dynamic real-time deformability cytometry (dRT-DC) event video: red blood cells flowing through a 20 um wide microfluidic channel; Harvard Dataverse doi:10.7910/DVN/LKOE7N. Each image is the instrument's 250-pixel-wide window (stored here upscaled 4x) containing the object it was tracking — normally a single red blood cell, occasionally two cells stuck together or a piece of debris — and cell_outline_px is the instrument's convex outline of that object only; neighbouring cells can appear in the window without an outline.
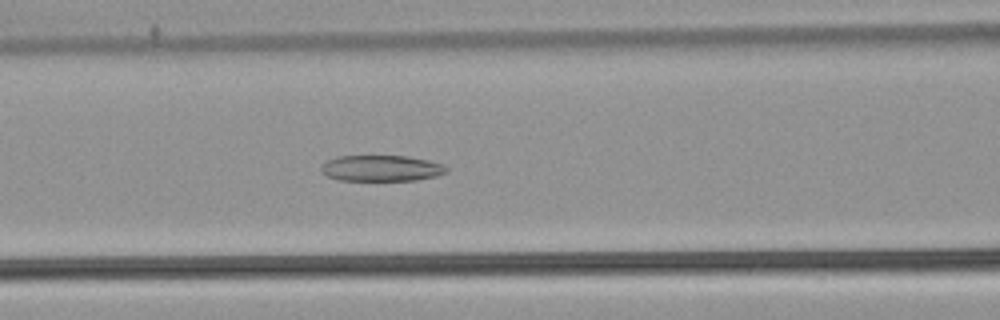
{"species": "common noctule bat (a hibernating species)", "species_latin": "Nyctalus noctula", "temperature_condition": "warm", "stored_images_in_passage": 48, "camera_frame_rate_fps": 3000, "um_per_image_px": 0.085, "animal": {"sex": "male", "body_mass_g": 21.5, "forearm_length_mm": 52.0}, "frame": {"image": 1, "passage_image": 23, "time_ms": 7.333, "image_size_px": [1000, 320], "cell_outline_px": [[448, 172], [436, 176], [416, 180], [340, 180], [328, 176], [320, 168], [328, 160], [336, 156], [408, 156], [428, 160], [444, 164], [448, 168]], "centroid_in_image_um": [32.47, 14.29], "position_along_channel_um": 134.1, "area_um2": 18.9}}
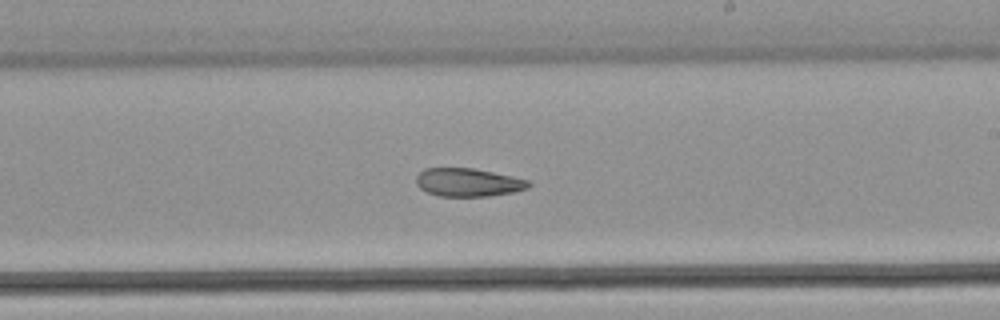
{"frame": {"image": 2, "passage_image": 32, "time_ms": 10.333, "image_size_px": [1000, 320], "cell_outline_px": [[532, 184], [528, 188], [516, 192], [488, 196], [440, 196], [428, 192], [420, 188], [416, 184], [416, 176], [424, 168], [472, 168], [532, 180]], "centroid_in_image_um": [39.83, 15.5], "position_along_channel_um": 249.2, "area_um2": 18.61}}
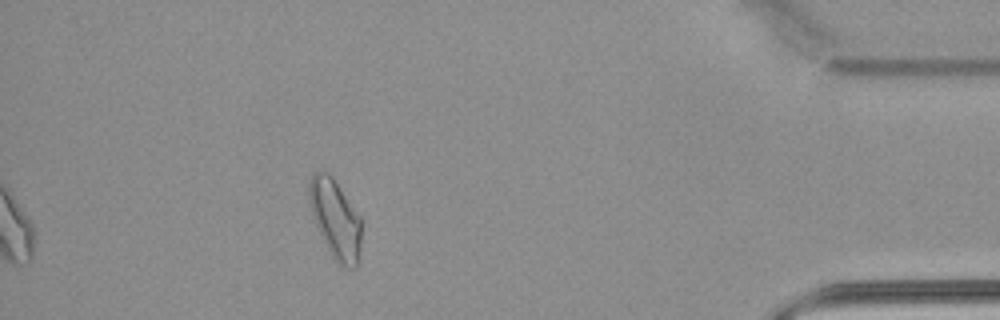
{"frame": {"image": 3, "passage_image": 48, "time_ms": 15.667, "image_size_px": [1000, 320], "cell_outline_px": [[360, 248], [356, 268], [348, 268], [340, 264], [332, 256], [316, 224], [308, 200], [308, 184], [312, 172], [320, 168], [328, 172], [332, 176], [360, 216]], "centroid_in_image_um": [28.48, 18.54], "position_along_channel_um": 406.7, "area_um2": 23.87}, "authors_computed_cell_mechanics": {"area_um2": 21.964, "velocity_mm_per_s": 3.8492, "shape_relaxation_time_tau1_ms": null, "shape_relaxation_time_tau2_ms": 7.3106, "deformation_change_tau1": null, "deformation_change_tau2": 0.1442}}